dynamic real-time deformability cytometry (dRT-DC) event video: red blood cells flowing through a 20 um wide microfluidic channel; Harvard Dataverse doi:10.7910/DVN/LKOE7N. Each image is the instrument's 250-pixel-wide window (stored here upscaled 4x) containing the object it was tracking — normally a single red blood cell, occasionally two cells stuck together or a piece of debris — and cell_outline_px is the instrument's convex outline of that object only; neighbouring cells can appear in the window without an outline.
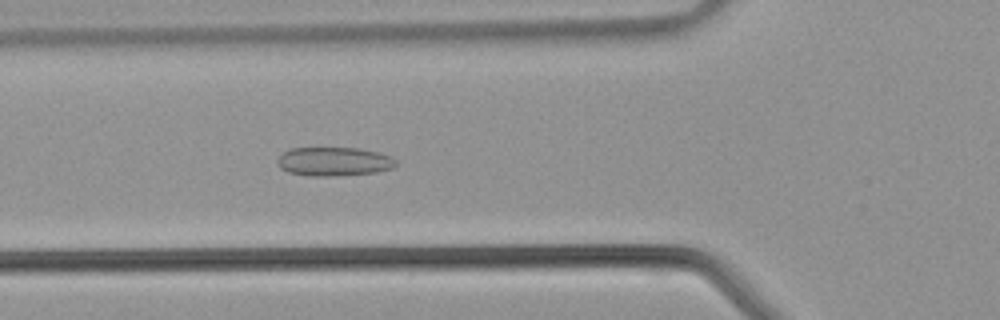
{"species": "common noctule bat (a hibernating species)", "species_latin": "Nyctalus noctula", "temperature_condition": "warm", "stored_images_in_passage": 35, "camera_frame_rate_fps": 3000, "um_per_image_px": 0.085, "animal": {"sex": "male", "body_mass_g": 21.5, "forearm_length_mm": 52.0}, "frame": {"image": 1, "passage_image": 12, "time_ms": 3.667, "image_size_px": [1000, 320], "cell_outline_px": [[396, 164], [392, 168], [376, 172], [332, 176], [308, 176], [288, 172], [280, 168], [276, 160], [284, 152], [292, 148], [356, 148], [376, 152], [392, 156], [396, 160]], "centroid_in_image_um": [28.37, 13.73], "position_along_channel_um": 97.4, "area_um2": 19.83}}
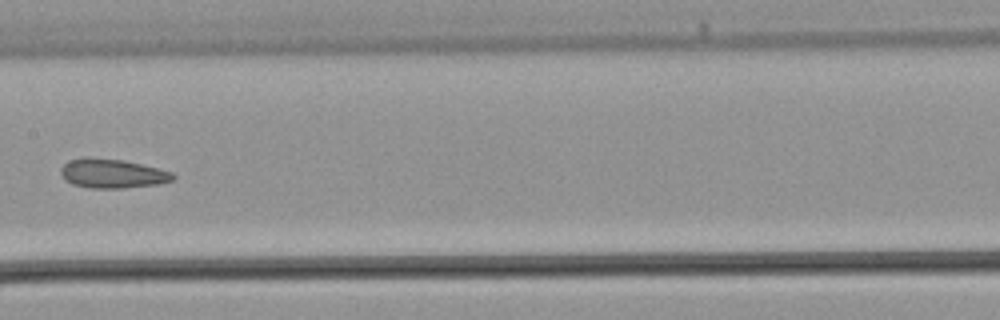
{"frame": {"image": 2, "passage_image": 18, "time_ms": 5.667, "image_size_px": [1000, 320], "cell_outline_px": [[176, 176], [172, 180], [160, 184], [124, 188], [88, 188], [72, 184], [60, 172], [60, 168], [68, 160], [124, 160], [172, 172]], "centroid_in_image_um": [9.61, 14.8], "position_along_channel_um": 197.8, "area_um2": 18.32}}
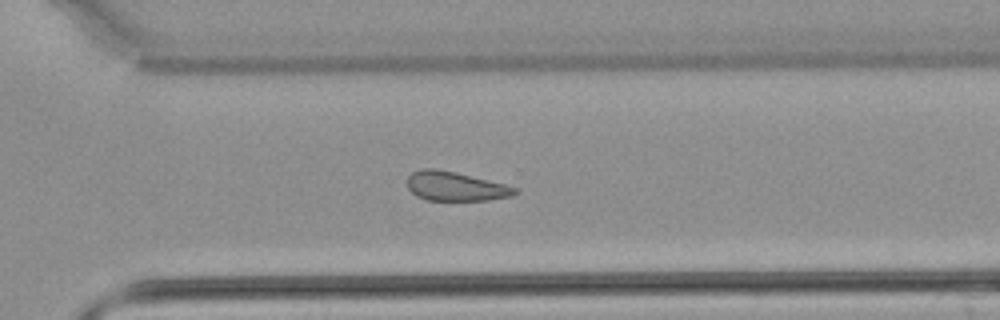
{"frame": {"image": 3, "passage_image": 26, "time_ms": 8.333, "image_size_px": [1000, 320], "cell_outline_px": [[516, 192], [512, 196], [488, 200], [428, 200], [416, 196], [408, 188], [408, 176], [412, 172], [420, 168], [436, 168], [456, 172], [504, 184], [516, 188]], "centroid_in_image_um": [38.67, 15.83], "position_along_channel_um": 331.9, "area_um2": 18.21}}